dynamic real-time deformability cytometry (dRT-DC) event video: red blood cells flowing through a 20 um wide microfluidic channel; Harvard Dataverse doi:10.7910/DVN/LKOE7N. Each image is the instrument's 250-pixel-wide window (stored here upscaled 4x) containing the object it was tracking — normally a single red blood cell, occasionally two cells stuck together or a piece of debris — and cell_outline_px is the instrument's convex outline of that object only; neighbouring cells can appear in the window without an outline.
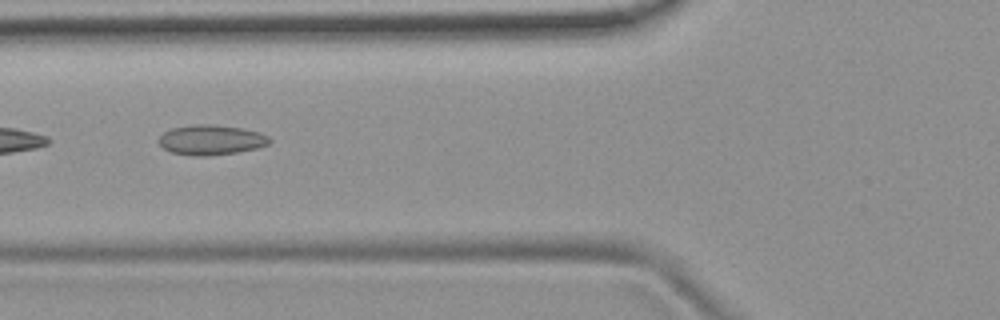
{"species": "common noctule bat (a hibernating species)", "species_latin": "Nyctalus noctula", "temperature_condition": "room temperature", "stored_images_in_passage": 4, "camera_frame_rate_fps": 3000, "um_per_image_px": 0.085, "animal": {"sex": "female", "body_mass_g": 19.9}, "frame": {"image": 1, "passage_image": 2, "time_ms": 0.333, "image_size_px": [1000, 320], "cell_outline_px": [[272, 140], [268, 144], [256, 148], [236, 152], [208, 156], [196, 156], [172, 152], [164, 148], [156, 140], [164, 132], [172, 128], [196, 124], [212, 124], [240, 128], [260, 132], [268, 136]], "centroid_in_image_um": [17.93, 11.89], "position_along_channel_um": 107.9, "area_um2": 19.25}}
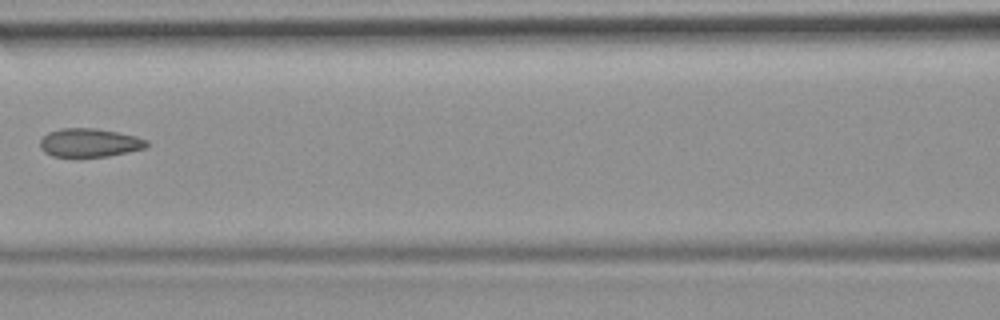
{"frame": {"image": 2, "passage_image": 3, "time_ms": 0.667, "image_size_px": [1000, 320], "cell_outline_px": [[148, 144], [144, 148], [128, 152], [108, 156], [52, 156], [44, 152], [40, 148], [40, 140], [48, 132], [60, 128], [96, 128], [136, 136], [148, 140]], "centroid_in_image_um": [7.59, 12.12], "position_along_channel_um": 159.0, "area_um2": 17.63}}